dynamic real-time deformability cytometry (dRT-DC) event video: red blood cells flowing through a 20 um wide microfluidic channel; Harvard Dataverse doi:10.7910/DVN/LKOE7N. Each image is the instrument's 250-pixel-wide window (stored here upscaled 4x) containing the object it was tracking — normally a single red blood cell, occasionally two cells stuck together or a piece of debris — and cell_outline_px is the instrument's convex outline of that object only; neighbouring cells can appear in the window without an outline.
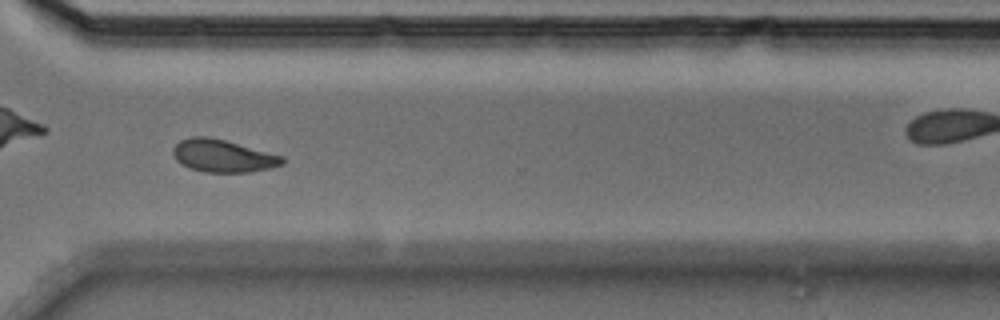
{"species": "Egyptian fruit bat (a non-hibernating species)", "species_latin": "Rousettus aegyptiacus", "temperature_condition": "cold", "stored_images_in_passage": 52, "camera_frame_rate_fps": 3000, "um_per_image_px": 0.085, "animal": {"sex": "male"}, "frame": {"image": 1, "passage_image": 37, "time_ms": 12.0, "image_size_px": [1000, 320], "cell_outline_px": [[284, 164], [272, 168], [248, 172], [204, 172], [188, 168], [180, 164], [176, 160], [172, 152], [172, 148], [180, 140], [192, 136], [208, 136], [224, 140], [284, 156]], "centroid_in_image_um": [18.93, 13.25], "position_along_channel_um": 351.7, "area_um2": 20.87}}